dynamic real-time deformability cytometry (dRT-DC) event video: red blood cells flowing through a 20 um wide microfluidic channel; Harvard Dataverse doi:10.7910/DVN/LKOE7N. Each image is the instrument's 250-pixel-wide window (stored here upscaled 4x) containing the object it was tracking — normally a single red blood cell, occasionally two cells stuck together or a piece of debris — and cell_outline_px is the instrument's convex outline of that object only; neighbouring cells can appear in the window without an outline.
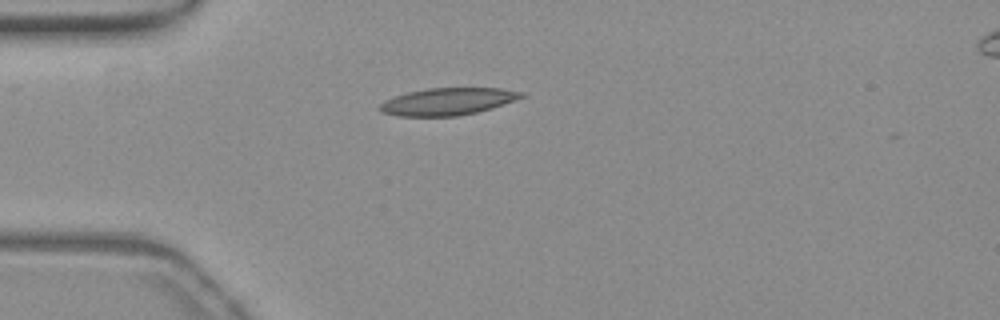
{"species": "common noctule bat (a hibernating species)", "species_latin": "Nyctalus noctula", "temperature_condition": "warm", "stored_images_in_passage": 3, "camera_frame_rate_fps": 3000, "um_per_image_px": 0.085, "animal": {"sex": "female", "body_mass_g": 19.3, "forearm_length_mm": 54.1}, "frame": {"image": 1, "passage_image": 2, "time_ms": 0.333, "image_size_px": [1000, 320], "cell_outline_px": [[528, 96], [492, 108], [476, 112], [456, 116], [400, 116], [384, 112], [376, 108], [384, 100], [408, 92], [428, 88], [500, 88], [524, 92]], "centroid_in_image_um": [38.1, 8.62], "position_along_channel_um": 46.9, "area_um2": 22.43}}